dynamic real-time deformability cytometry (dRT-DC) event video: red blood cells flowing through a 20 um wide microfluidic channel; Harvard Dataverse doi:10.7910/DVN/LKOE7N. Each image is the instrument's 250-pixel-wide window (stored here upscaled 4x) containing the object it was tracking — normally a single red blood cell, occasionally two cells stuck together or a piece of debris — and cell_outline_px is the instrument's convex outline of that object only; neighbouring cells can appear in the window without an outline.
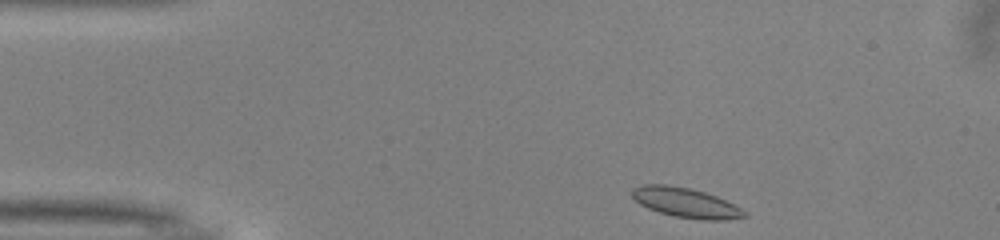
{"species": "common noctule bat (a hibernating species)", "species_latin": "Nyctalus noctula", "temperature_condition": "warm", "stored_images_in_passage": 44, "camera_frame_rate_fps": 3000, "um_per_image_px": 0.085, "animal": {"sex": "male", "body_mass_g": 13.0, "forearm_length_mm": 53.1}, "frame": {"image": 1, "passage_image": 1, "time_ms": 0.0, "image_size_px": [1000, 240], "cell_outline_px": [[748, 216], [724, 220], [700, 220], [676, 216], [660, 212], [648, 208], [640, 204], [632, 196], [632, 188], [644, 184], [668, 184], [692, 188], [716, 196], [748, 212]], "centroid_in_image_um": [58.29, 17.22], "position_along_channel_um": 26.7, "area_um2": 19.42}}
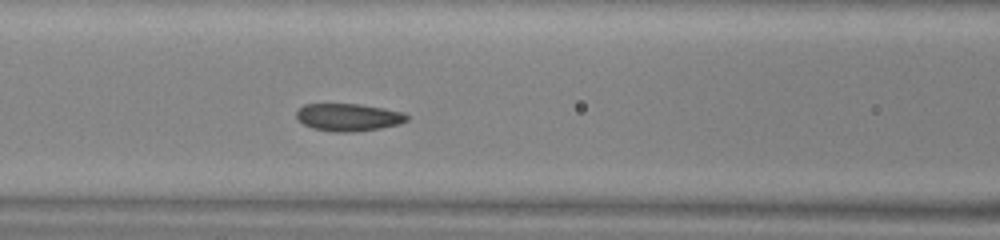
{"frame": {"image": 2, "passage_image": 14, "time_ms": 4.333, "image_size_px": [1000, 240], "cell_outline_px": [[408, 120], [400, 124], [380, 128], [352, 132], [332, 132], [312, 128], [304, 124], [296, 116], [296, 112], [304, 104], [360, 104], [384, 108], [404, 112], [408, 116]], "centroid_in_image_um": [29.64, 9.97], "position_along_channel_um": 137.0, "area_um2": 17.74}}
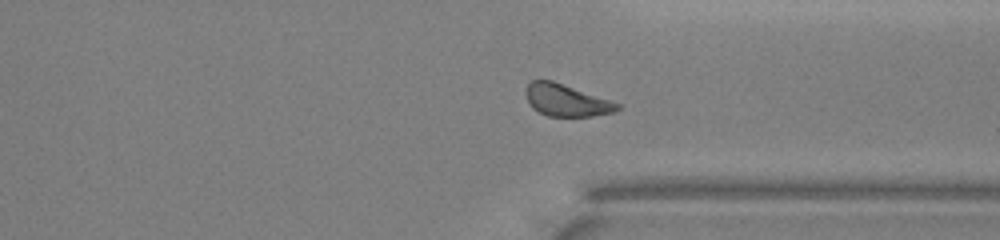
{"frame": {"image": 3, "passage_image": 31, "time_ms": 10.0, "image_size_px": [1000, 240], "cell_outline_px": [[620, 108], [616, 112], [592, 116], [548, 116], [532, 108], [528, 104], [524, 92], [528, 84], [532, 80], [552, 80], [620, 104]], "centroid_in_image_um": [48.1, 8.53], "position_along_channel_um": 363.3, "area_um2": 16.99}, "authors_computed_cell_mechanics": {"area_um2": 18.0625, "velocity_mm_per_s": 3.9972, "shape_relaxation_time_tau1_ms": 3.3605, "shape_relaxation_time_tau2_ms": 2.5992, "deformation_change_tau1": 0.0904, "deformation_change_tau2": 0.0816}}